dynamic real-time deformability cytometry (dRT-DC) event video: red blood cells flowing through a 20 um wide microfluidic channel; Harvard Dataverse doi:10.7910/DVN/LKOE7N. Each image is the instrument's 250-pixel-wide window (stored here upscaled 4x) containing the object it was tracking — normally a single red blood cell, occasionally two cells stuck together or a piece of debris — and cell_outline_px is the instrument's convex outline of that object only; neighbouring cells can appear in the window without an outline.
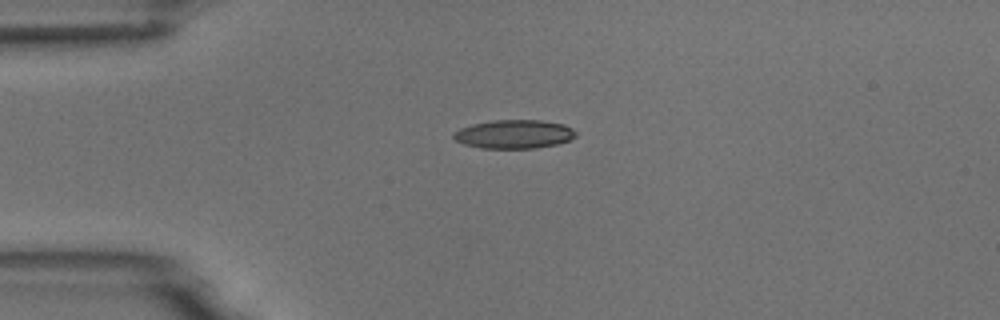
{"species": "common noctule bat (a hibernating species)", "species_latin": "Nyctalus noctula", "temperature_condition": "room temperature", "stored_images_in_passage": 2, "camera_frame_rate_fps": 3000, "um_per_image_px": 0.085, "animal": {"sex": "male", "body_mass_g": 18.8}, "frame": {"image": 1, "passage_image": 1, "time_ms": 0.0, "image_size_px": [1000, 320], "cell_outline_px": [[576, 136], [568, 140], [556, 144], [536, 148], [484, 148], [464, 144], [456, 140], [452, 136], [452, 132], [460, 128], [472, 124], [492, 120], [540, 120], [564, 124], [572, 128], [576, 132]], "centroid_in_image_um": [43.68, 11.39], "position_along_channel_um": 41.3, "area_um2": 20.4}}